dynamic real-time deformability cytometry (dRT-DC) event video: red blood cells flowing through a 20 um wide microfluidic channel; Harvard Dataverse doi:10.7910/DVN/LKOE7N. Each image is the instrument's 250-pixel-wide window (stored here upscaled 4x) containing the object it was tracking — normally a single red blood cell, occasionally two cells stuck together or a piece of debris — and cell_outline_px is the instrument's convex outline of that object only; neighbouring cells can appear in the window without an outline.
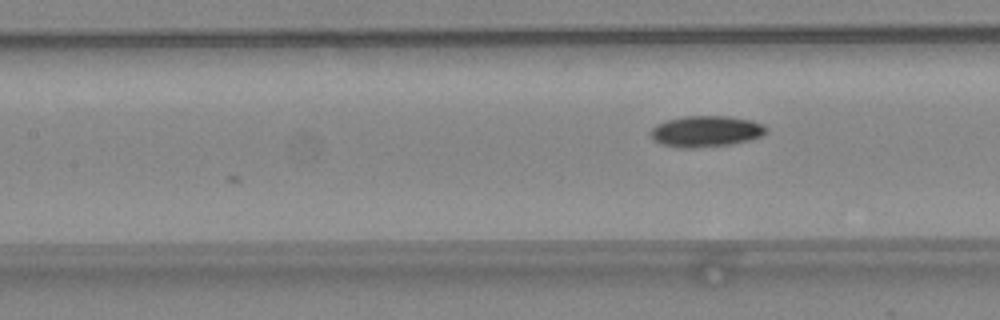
{"species": "common noctule bat (a hibernating species)", "species_latin": "Nyctalus noctula", "temperature_condition": "warm", "stored_images_in_passage": 7, "camera_frame_rate_fps": 3000, "um_per_image_px": 0.085, "animal": {"sex": "female", "body_mass_g": 24.6, "forearm_length_mm": 56.2}, "frame": {"image": 1, "passage_image": 7, "time_ms": 2.0, "image_size_px": [1000, 320], "cell_outline_px": [[768, 132], [760, 136], [748, 140], [732, 144], [692, 148], [680, 148], [664, 144], [656, 140], [652, 136], [652, 128], [656, 124], [668, 120], [684, 116], [728, 116], [752, 120], [764, 124], [768, 128]], "centroid_in_image_um": [60.07, 11.15], "position_along_channel_um": 147.3, "area_um2": 20.81}}